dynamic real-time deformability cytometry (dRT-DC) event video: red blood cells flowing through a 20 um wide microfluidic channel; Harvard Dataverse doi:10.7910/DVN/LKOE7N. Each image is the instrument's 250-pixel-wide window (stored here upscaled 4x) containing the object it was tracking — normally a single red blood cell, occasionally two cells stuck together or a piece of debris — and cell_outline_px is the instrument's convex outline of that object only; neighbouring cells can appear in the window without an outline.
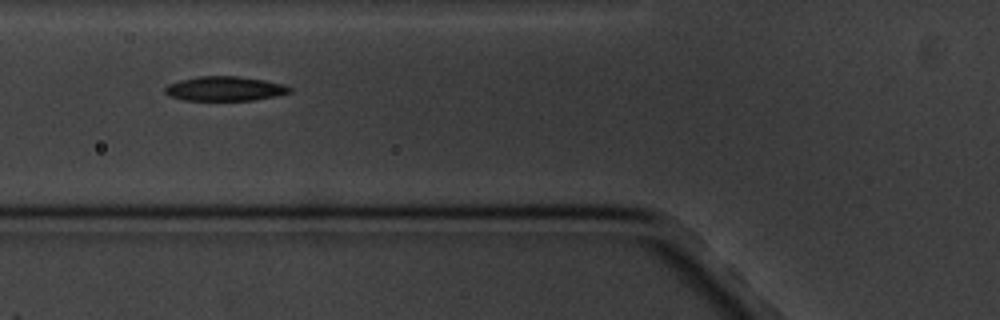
{"species": "common noctule bat (a hibernating species)", "species_latin": "Nyctalus noctula", "temperature_condition": "cold", "stored_images_in_passage": 9, "camera_frame_rate_fps": 3000, "um_per_image_px": 0.085, "animal": {"sex": "male", "body_mass_g": 20.1, "forearm_length_mm": 53.5}, "frame": {"image": 1, "passage_image": 8, "time_ms": 8.0, "image_size_px": [1000, 320], "cell_outline_px": [[292, 92], [276, 96], [252, 100], [184, 100], [168, 96], [164, 92], [164, 88], [168, 84], [180, 80], [200, 76], [236, 76], [264, 80], [284, 84], [292, 88]], "centroid_in_image_um": [19.1, 7.54], "position_along_channel_um": 106.7, "area_um2": 17.8}}
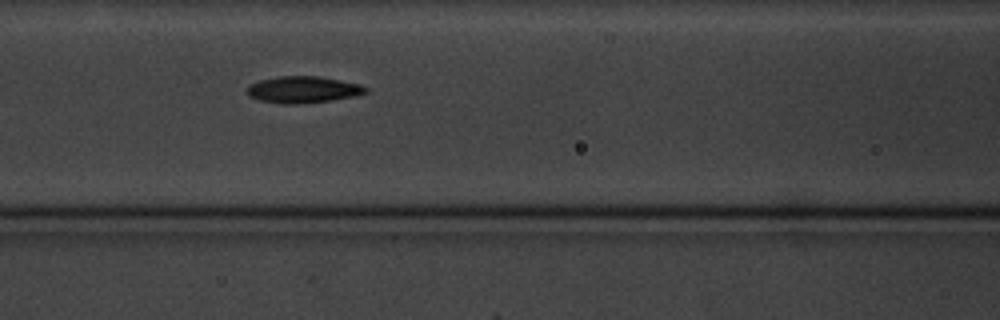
{"frame": {"image": 2, "passage_image": 9, "time_ms": 9.0, "image_size_px": [1000, 320], "cell_outline_px": [[368, 92], [352, 96], [332, 100], [296, 104], [280, 104], [260, 100], [248, 96], [244, 92], [248, 84], [260, 80], [280, 76], [316, 76], [340, 80], [360, 84], [368, 88]], "centroid_in_image_um": [25.7, 7.62], "position_along_channel_um": 140.9, "area_um2": 18.5}}